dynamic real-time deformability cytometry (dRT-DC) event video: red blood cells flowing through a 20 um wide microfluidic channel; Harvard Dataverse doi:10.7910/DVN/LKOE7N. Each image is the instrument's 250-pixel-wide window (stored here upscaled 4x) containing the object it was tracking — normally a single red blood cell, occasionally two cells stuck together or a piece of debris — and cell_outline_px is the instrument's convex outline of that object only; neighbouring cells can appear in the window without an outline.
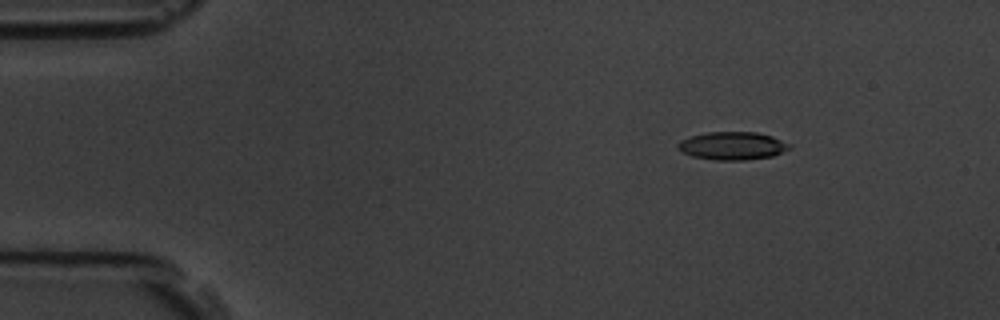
{"species": "common noctule bat (a hibernating species)", "species_latin": "Nyctalus noctula", "temperature_condition": "room temperature", "stored_images_in_passage": 6, "camera_frame_rate_fps": 3000, "um_per_image_px": 0.085, "animal": {"sex": "male", "body_mass_g": 19.5, "forearm_length_mm": 54.6}, "frame": {"image": 1, "passage_image": 3, "time_ms": 2.333, "image_size_px": [1000, 320], "cell_outline_px": [[792, 148], [772, 156], [744, 160], [716, 160], [692, 156], [676, 148], [676, 144], [680, 140], [692, 136], [708, 132], [756, 132], [772, 136], [792, 144]], "centroid_in_image_um": [62.27, 12.39], "position_along_channel_um": 22.7, "area_um2": 18.21}}
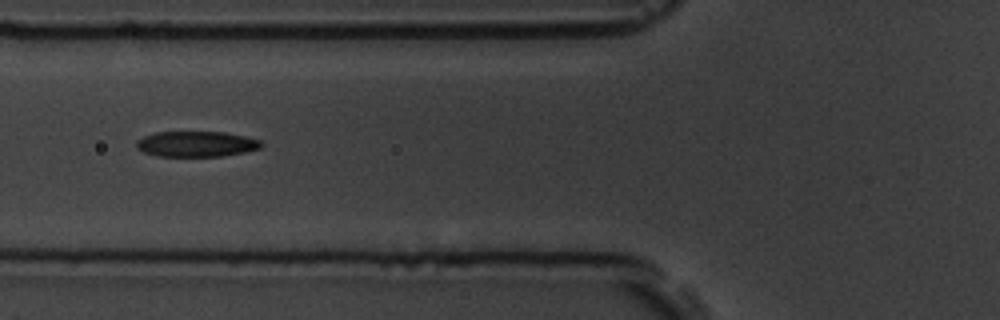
{"frame": {"image": 2, "passage_image": 6, "time_ms": 6.667, "image_size_px": [1000, 320], "cell_outline_px": [[264, 144], [260, 148], [244, 152], [220, 156], [156, 156], [144, 152], [136, 148], [136, 140], [144, 136], [156, 132], [224, 132], [244, 136], [260, 140]], "centroid_in_image_um": [16.67, 12.24], "position_along_channel_um": 109.1, "area_um2": 18.55}}